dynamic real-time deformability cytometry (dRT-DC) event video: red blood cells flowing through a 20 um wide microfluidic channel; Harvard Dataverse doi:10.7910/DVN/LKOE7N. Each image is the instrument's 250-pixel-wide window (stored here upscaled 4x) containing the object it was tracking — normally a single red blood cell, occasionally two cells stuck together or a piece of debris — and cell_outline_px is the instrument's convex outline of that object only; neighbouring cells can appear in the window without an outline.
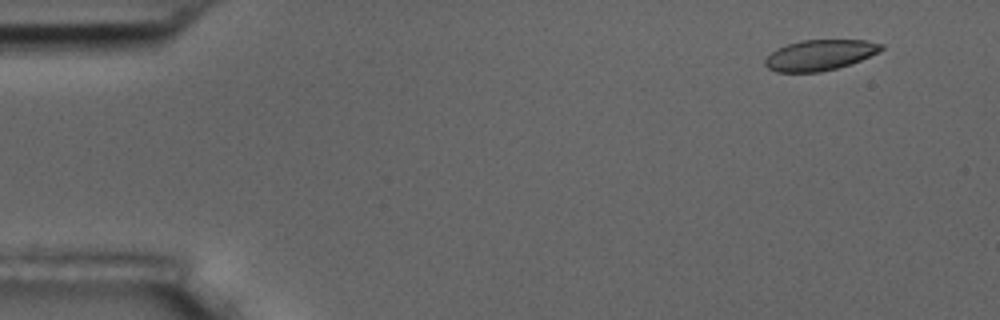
{"species": "common noctule bat (a hibernating species)", "species_latin": "Nyctalus noctula", "temperature_condition": "room temperature", "stored_images_in_passage": 5, "camera_frame_rate_fps": 3000, "um_per_image_px": 0.085, "animal": {"sex": "male", "body_mass_g": 17.5, "forearm_length_mm": 52.3}, "frame": {"image": 1, "passage_image": 1, "time_ms": 0.0, "image_size_px": [1000, 320], "cell_outline_px": [[884, 48], [880, 52], [860, 60], [836, 68], [820, 72], [776, 72], [768, 68], [764, 64], [764, 60], [776, 48], [800, 40], [864, 40], [884, 44]], "centroid_in_image_um": [69.68, 4.67], "position_along_channel_um": 15.3, "area_um2": 20.69}}
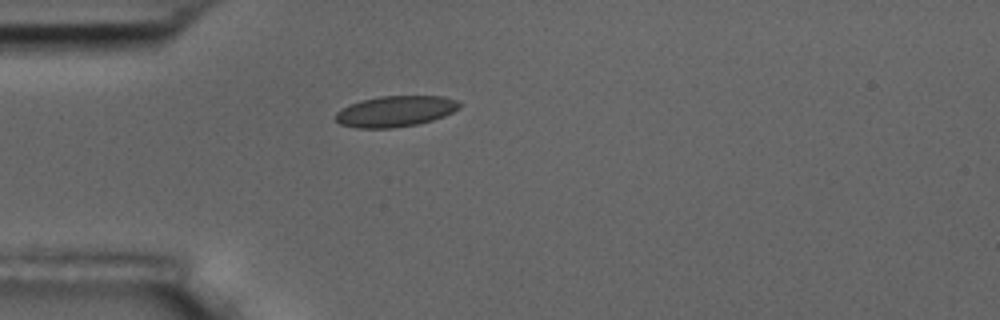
{"frame": {"image": 2, "passage_image": 4, "time_ms": 3.667, "image_size_px": [1000, 320], "cell_outline_px": [[460, 108], [444, 116], [432, 120], [416, 124], [392, 128], [356, 128], [340, 124], [336, 120], [336, 112], [340, 108], [360, 100], [380, 96], [444, 96], [456, 100], [460, 104]], "centroid_in_image_um": [33.58, 9.45], "position_along_channel_um": 51.4, "area_um2": 22.31}}